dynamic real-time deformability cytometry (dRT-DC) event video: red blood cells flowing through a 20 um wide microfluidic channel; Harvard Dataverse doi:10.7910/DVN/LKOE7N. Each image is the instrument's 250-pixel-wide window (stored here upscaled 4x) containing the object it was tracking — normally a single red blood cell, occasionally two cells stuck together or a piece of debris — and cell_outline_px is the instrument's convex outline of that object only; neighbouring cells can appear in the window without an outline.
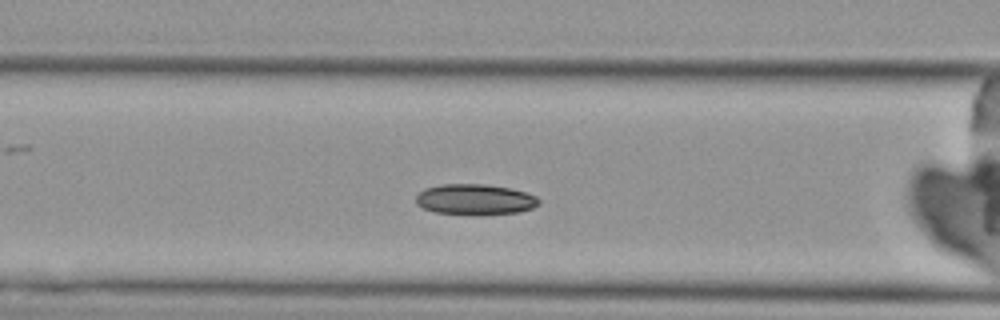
{"species": "Egyptian fruit bat (a non-hibernating species)", "species_latin": "Rousettus aegyptiacus", "temperature_condition": "cold", "stored_images_in_passage": 4, "camera_frame_rate_fps": 3000, "um_per_image_px": 0.085, "animal": {"sex": "female"}, "frame": {"image": 1, "passage_image": 4, "time_ms": 3.333, "image_size_px": [1000, 320], "cell_outline_px": [[540, 204], [532, 208], [520, 212], [480, 216], [476, 216], [432, 212], [420, 208], [416, 204], [416, 196], [424, 188], [444, 184], [484, 184], [508, 188], [524, 192], [536, 196], [540, 200]], "centroid_in_image_um": [40.35, 16.99], "position_along_channel_um": 126.3, "area_um2": 22.48}}